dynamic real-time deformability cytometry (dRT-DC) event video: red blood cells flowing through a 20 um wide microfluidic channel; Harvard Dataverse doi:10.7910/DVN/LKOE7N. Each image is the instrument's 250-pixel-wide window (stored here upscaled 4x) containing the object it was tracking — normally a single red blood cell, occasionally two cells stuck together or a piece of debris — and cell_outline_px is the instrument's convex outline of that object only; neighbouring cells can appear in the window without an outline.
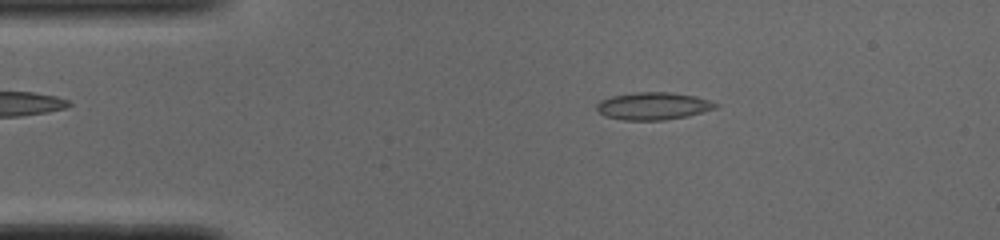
{"species": "common noctule bat (a hibernating species)", "species_latin": "Nyctalus noctula", "temperature_condition": "cold", "stored_images_in_passage": 50, "camera_frame_rate_fps": 3000, "um_per_image_px": 0.085, "animal": {"sex": "male", "body_mass_g": 19.0, "forearm_length_mm": 50.8}, "frame": {"image": 1, "passage_image": 8, "time_ms": 2.333, "image_size_px": [1000, 240], "cell_outline_px": [[720, 104], [716, 108], [688, 116], [664, 120], [624, 120], [604, 116], [596, 108], [596, 104], [600, 100], [612, 96], [636, 92], [672, 92], [696, 96]], "centroid_in_image_um": [55.53, 9.01], "position_along_channel_um": 29.5, "area_um2": 19.07}}
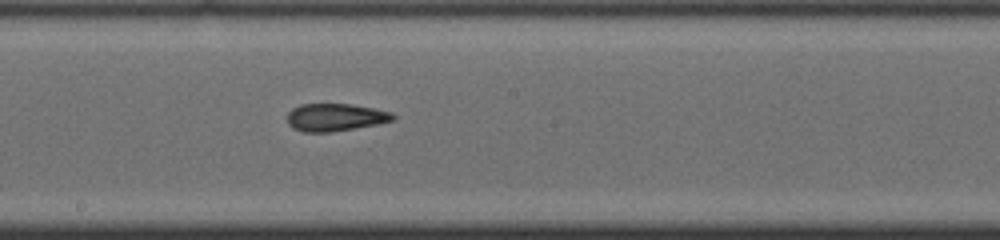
{"frame": {"image": 2, "passage_image": 26, "time_ms": 8.333, "image_size_px": [1000, 240], "cell_outline_px": [[396, 120], [376, 124], [328, 132], [304, 132], [292, 128], [288, 124], [288, 112], [292, 108], [300, 104], [352, 104], [392, 112], [396, 116]], "centroid_in_image_um": [28.49, 9.96], "position_along_channel_um": 219.7, "area_um2": 16.94}}
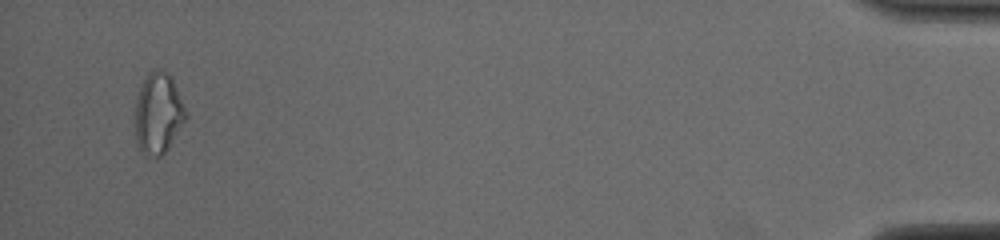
{"frame": {"image": 3, "passage_image": 48, "time_ms": 15.667, "image_size_px": [1000, 240], "cell_outline_px": [[188, 116], [168, 148], [160, 156], [144, 156], [136, 140], [136, 96], [144, 76], [152, 68], [156, 68], [164, 72], [172, 80], [188, 112]], "centroid_in_image_um": [13.44, 9.62], "position_along_channel_um": 421.8, "area_um2": 23.81}, "authors_computed_cell_mechanics": {"area_um2": 17.6868, "velocity_mm_per_s": 3.8934, "shape_relaxation_time_tau1_ms": null, "shape_relaxation_time_tau2_ms": 3.6699, "deformation_change_tau1": null, "deformation_change_tau2": 0.1355}}